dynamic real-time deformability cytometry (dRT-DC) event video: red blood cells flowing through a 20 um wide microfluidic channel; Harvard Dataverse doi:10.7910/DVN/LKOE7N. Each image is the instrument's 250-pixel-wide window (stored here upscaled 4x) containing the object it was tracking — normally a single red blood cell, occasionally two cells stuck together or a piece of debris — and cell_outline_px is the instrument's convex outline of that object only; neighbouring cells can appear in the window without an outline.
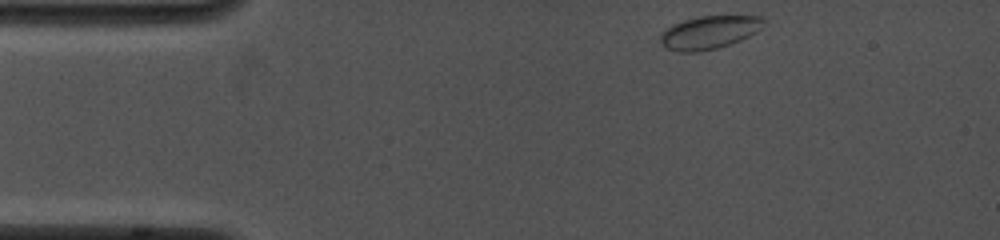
{"species": "common noctule bat (a hibernating species)", "species_latin": "Nyctalus noctula", "temperature_condition": "cold", "stored_images_in_passage": 61, "camera_frame_rate_fps": 4000, "um_per_image_px": 0.085, "animal": {"sex": "female", "body_mass_g": 19.0, "forearm_length_mm": 53.3}, "frame": {"image": 1, "passage_image": 1, "time_ms": 0.0, "image_size_px": [1000, 240], "cell_outline_px": [[768, 20], [764, 28], [740, 40], [716, 48], [696, 52], [680, 52], [668, 48], [660, 40], [660, 36], [672, 24], [684, 20], [700, 16], [760, 16]], "centroid_in_image_um": [60.36, 2.73], "position_along_channel_um": 24.6, "area_um2": 19.77}}
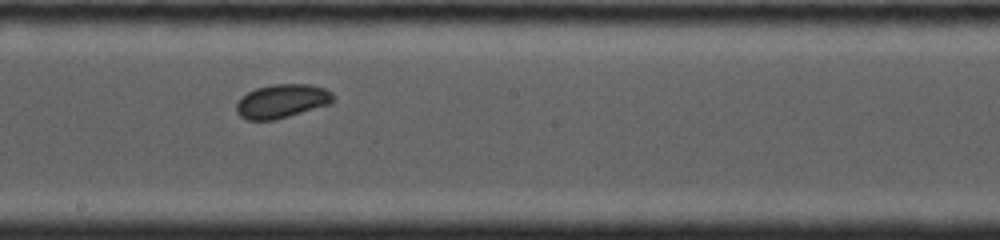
{"frame": {"image": 2, "passage_image": 36, "time_ms": 6.5, "image_size_px": [1000, 240], "cell_outline_px": [[336, 100], [332, 104], [276, 120], [248, 120], [240, 116], [236, 112], [236, 104], [248, 92], [256, 88], [272, 84], [308, 84], [324, 88], [332, 92]], "centroid_in_image_um": [24.01, 8.6], "position_along_channel_um": 224.2, "area_um2": 19.25}}
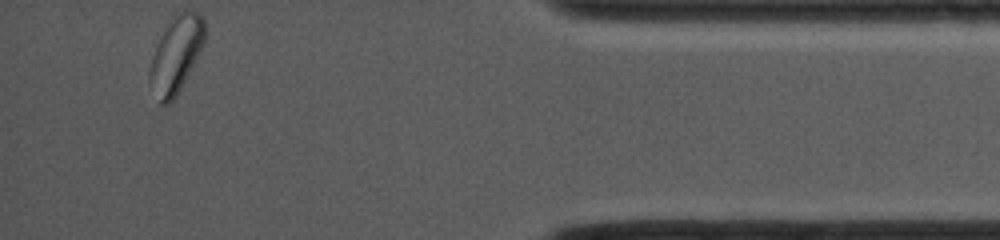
{"frame": {"image": 3, "passage_image": 61, "time_ms": 12.25, "image_size_px": [1000, 240], "cell_outline_px": [[204, 44], [200, 52], [180, 88], [172, 100], [168, 104], [160, 104], [148, 84], [148, 72], [152, 56], [160, 36], [176, 12], [200, 12], [204, 16]], "centroid_in_image_um": [14.94, 4.64], "position_along_channel_um": 420.3, "area_um2": 24.28}, "authors_computed_cell_mechanics": {"area_um2": 19.1318, "velocity_mm_per_s": 4.0199, "shape_relaxation_time_tau1_ms": 3.0607, "shape_relaxation_time_tau2_ms": null, "deformation_change_tau1": 0.0546, "deformation_change_tau2": null}}